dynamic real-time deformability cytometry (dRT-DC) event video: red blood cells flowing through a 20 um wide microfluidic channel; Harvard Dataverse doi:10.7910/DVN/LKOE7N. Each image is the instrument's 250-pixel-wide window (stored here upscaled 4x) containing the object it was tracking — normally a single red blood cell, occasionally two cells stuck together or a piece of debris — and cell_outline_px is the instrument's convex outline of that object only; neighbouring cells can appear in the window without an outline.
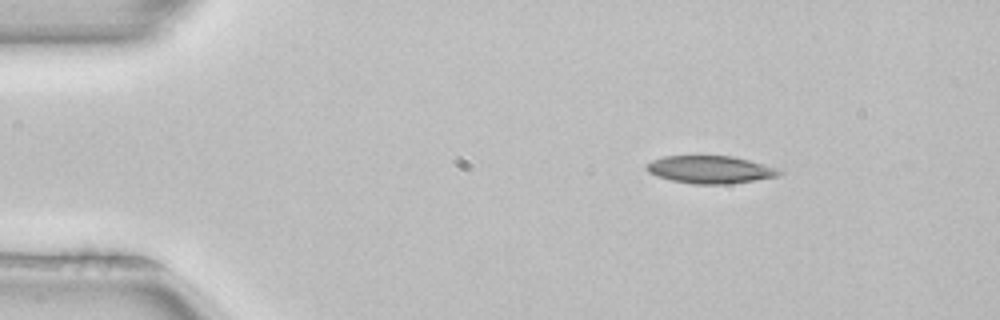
{"species": "common noctule bat (a hibernating species)", "species_latin": "Nyctalus noctula", "temperature_condition": "room temperature", "stored_images_in_passage": 3, "camera_frame_rate_fps": 3000, "um_per_image_px": 0.085, "animal": {"sex": "female", "body_mass_g": 22.7, "forearm_length_mm": 54.2}, "frame": {"image": 1, "passage_image": 2, "time_ms": 0.333, "image_size_px": [1000, 320], "cell_outline_px": [[784, 172], [780, 176], [756, 180], [728, 184], [692, 184], [672, 180], [656, 176], [648, 172], [644, 168], [652, 160], [664, 156], [732, 156], [748, 160], [776, 168]], "centroid_in_image_um": [60.36, 14.42], "position_along_channel_um": 24.6, "area_um2": 21.33}}